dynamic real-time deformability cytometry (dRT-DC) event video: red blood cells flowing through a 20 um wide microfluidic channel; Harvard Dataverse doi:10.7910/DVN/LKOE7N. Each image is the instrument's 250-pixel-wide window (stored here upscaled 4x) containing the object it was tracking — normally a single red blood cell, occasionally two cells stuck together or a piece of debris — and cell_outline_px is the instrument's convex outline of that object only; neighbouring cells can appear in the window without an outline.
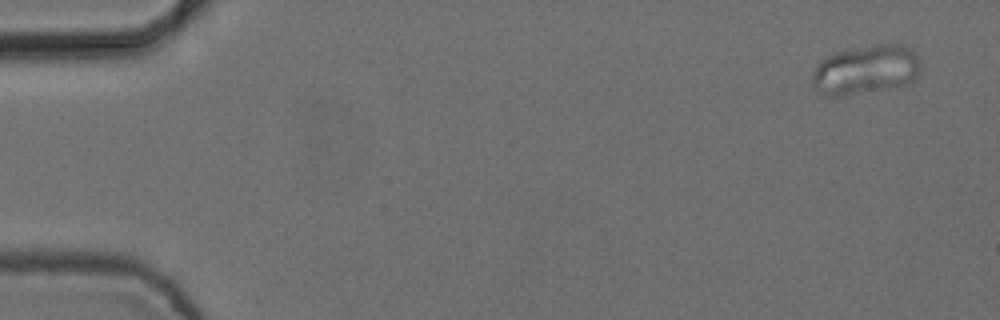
{"species": "common noctule bat (a hibernating species)", "species_latin": "Nyctalus noctula", "temperature_condition": "cold", "stored_images_in_passage": 5, "camera_frame_rate_fps": 3000, "um_per_image_px": 0.085, "animal": {"sex": "female", "body_mass_g": 24.6, "forearm_length_mm": 56.2}, "frame": {"image": 1, "passage_image": 1, "time_ms": 0.0, "image_size_px": [1000, 320], "cell_outline_px": [[920, 72], [916, 80], [908, 84], [896, 88], [840, 96], [824, 96], [812, 84], [812, 72], [816, 64], [820, 60], [836, 52], [880, 44], [900, 44], [908, 48], [920, 60]], "centroid_in_image_um": [73.6, 5.96], "position_along_channel_um": 11.4, "area_um2": 31.33}}
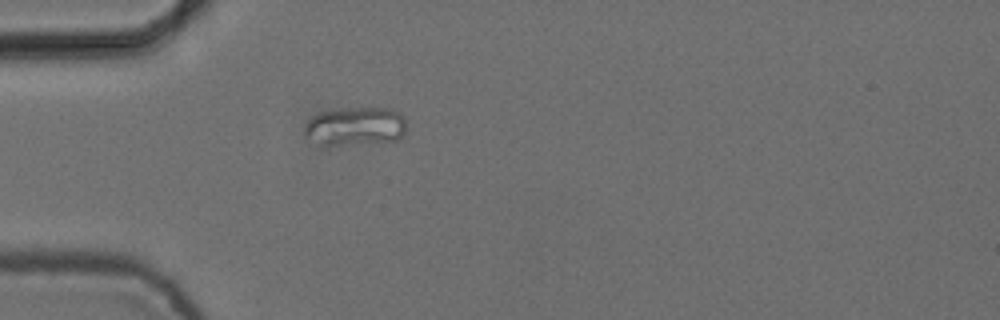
{"frame": {"image": 2, "passage_image": 5, "time_ms": 1.333, "image_size_px": [1000, 320], "cell_outline_px": [[404, 132], [396, 140], [336, 144], [324, 144], [304, 136], [304, 128], [308, 120], [316, 112], [352, 108], [392, 108], [404, 116]], "centroid_in_image_um": [30.18, 10.69], "position_along_channel_um": 54.8, "area_um2": 22.31}}